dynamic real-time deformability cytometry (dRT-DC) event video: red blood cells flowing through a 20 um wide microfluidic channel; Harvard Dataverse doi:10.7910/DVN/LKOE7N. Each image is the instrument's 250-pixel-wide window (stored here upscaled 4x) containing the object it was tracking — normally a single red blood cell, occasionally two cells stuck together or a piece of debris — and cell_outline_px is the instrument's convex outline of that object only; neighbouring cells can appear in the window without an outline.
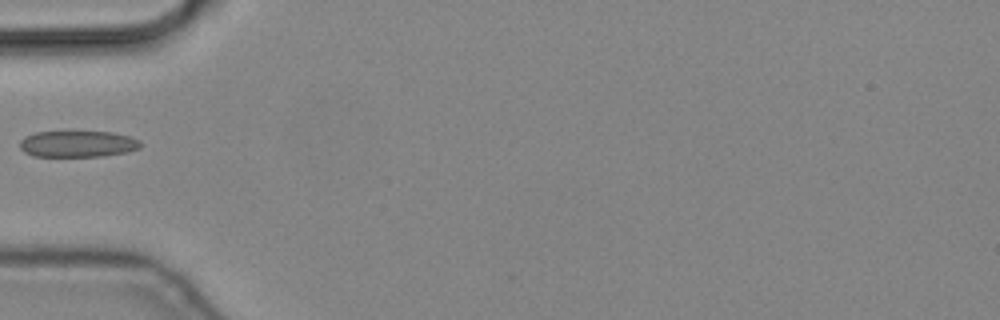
{"species": "common noctule bat (a hibernating species)", "species_latin": "Nyctalus noctula", "temperature_condition": "cold", "stored_images_in_passage": 4, "camera_frame_rate_fps": 3000, "um_per_image_px": 0.085, "animal": {"sex": "male", "body_mass_g": 19.2, "forearm_length_mm": 51.8}, "frame": {"image": 1, "passage_image": 4, "time_ms": 1.0, "image_size_px": [1000, 320], "cell_outline_px": [[140, 148], [128, 152], [100, 156], [32, 156], [24, 152], [20, 148], [20, 140], [24, 136], [36, 132], [112, 132], [128, 136], [140, 140]], "centroid_in_image_um": [6.58, 12.23], "position_along_channel_um": 78.4, "area_um2": 18.5}}